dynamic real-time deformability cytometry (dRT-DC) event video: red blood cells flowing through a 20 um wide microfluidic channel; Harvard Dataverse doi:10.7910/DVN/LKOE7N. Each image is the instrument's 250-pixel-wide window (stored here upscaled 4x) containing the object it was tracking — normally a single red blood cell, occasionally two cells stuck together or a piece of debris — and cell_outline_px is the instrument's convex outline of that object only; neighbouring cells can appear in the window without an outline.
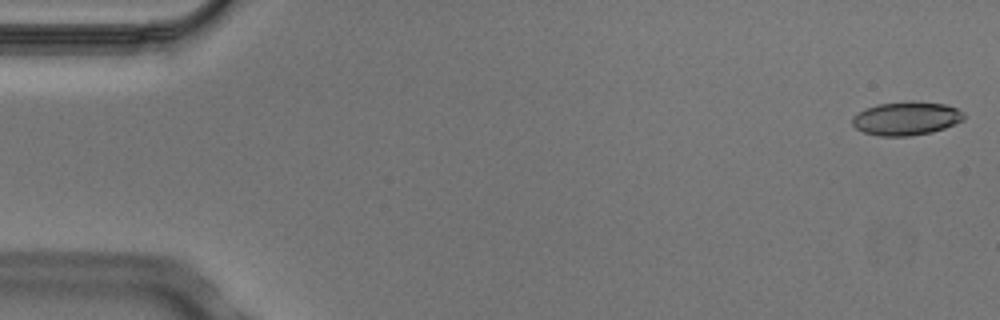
{"species": "Egyptian fruit bat (a non-hibernating species)", "species_latin": "Rousettus aegyptiacus", "temperature_condition": "cold", "stored_images_in_passage": 4, "camera_frame_rate_fps": 3000, "um_per_image_px": 0.085, "animal": {"sex": "male"}, "frame": {"image": 1, "passage_image": 1, "time_ms": 0.0, "image_size_px": [1000, 320], "cell_outline_px": [[964, 120], [956, 124], [932, 132], [908, 136], [876, 136], [864, 132], [856, 128], [852, 124], [852, 116], [864, 108], [876, 104], [912, 100], [944, 104], [956, 108], [964, 112]], "centroid_in_image_um": [77.02, 10.05], "position_along_channel_um": 8.0, "area_um2": 22.14}}
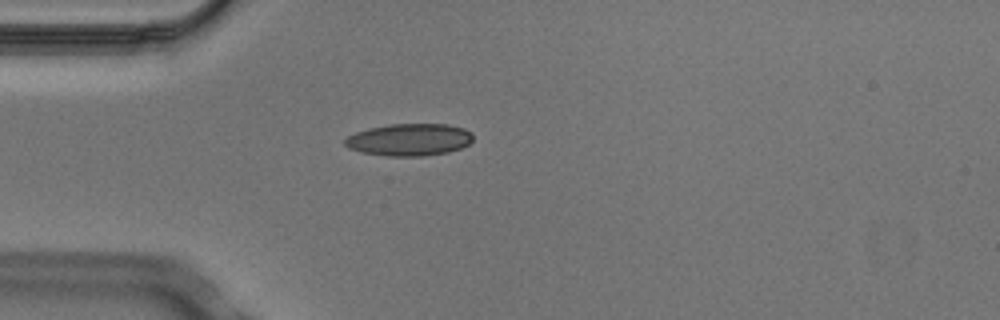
{"frame": {"image": 2, "passage_image": 4, "time_ms": 1.0, "image_size_px": [1000, 320], "cell_outline_px": [[472, 140], [468, 144], [460, 148], [448, 152], [424, 156], [388, 156], [360, 152], [348, 148], [344, 144], [344, 140], [348, 136], [356, 132], [368, 128], [388, 124], [448, 124], [464, 128], [472, 132]], "centroid_in_image_um": [34.78, 11.87], "position_along_channel_um": 50.2, "area_um2": 24.16}}